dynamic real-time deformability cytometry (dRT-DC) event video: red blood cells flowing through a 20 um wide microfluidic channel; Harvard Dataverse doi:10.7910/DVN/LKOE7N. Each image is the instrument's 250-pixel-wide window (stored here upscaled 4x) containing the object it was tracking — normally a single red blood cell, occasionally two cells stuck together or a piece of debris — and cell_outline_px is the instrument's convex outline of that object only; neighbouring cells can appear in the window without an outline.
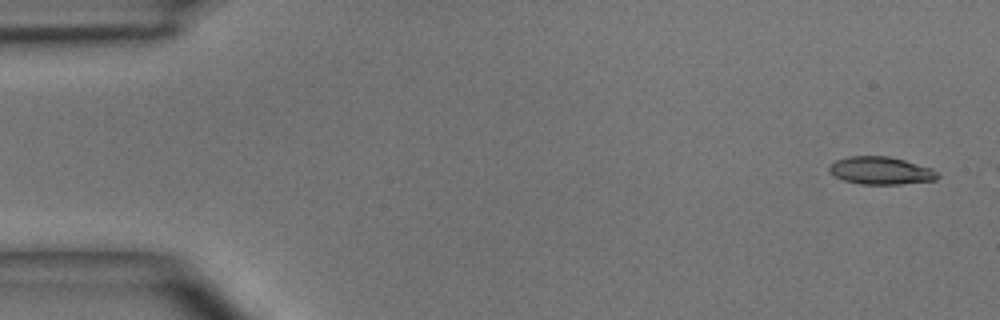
{"species": "common noctule bat (a hibernating species)", "species_latin": "Nyctalus noctula", "temperature_condition": "room temperature", "stored_images_in_passage": 4, "camera_frame_rate_fps": 3000, "um_per_image_px": 0.085, "animal": {"sex": "male", "body_mass_g": 15.6}, "frame": {"image": 1, "passage_image": 1, "time_ms": 0.0, "image_size_px": [1000, 320], "cell_outline_px": [[940, 176], [936, 180], [900, 184], [860, 184], [844, 180], [832, 176], [828, 168], [836, 160], [848, 156], [888, 156], [904, 160], [932, 168]], "centroid_in_image_um": [74.86, 14.5], "position_along_channel_um": 10.1, "area_um2": 17.46}}
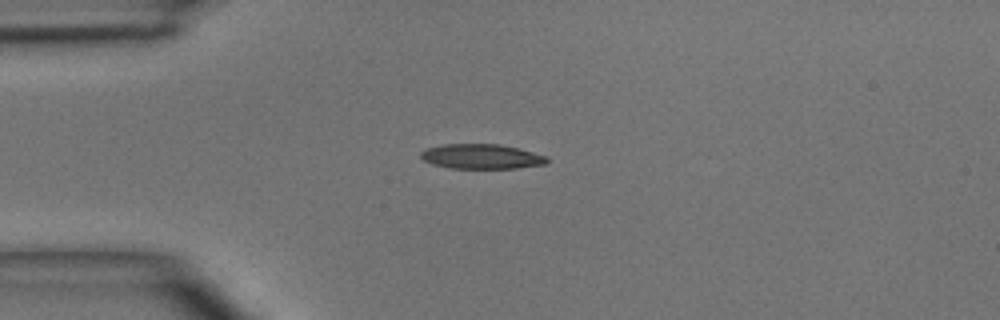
{"frame": {"image": 2, "passage_image": 4, "time_ms": 3.333, "image_size_px": [1000, 320], "cell_outline_px": [[548, 160], [544, 164], [516, 168], [452, 168], [432, 164], [424, 160], [420, 156], [420, 152], [424, 148], [444, 144], [500, 144], [520, 148], [548, 156]], "centroid_in_image_um": [40.92, 13.29], "position_along_channel_um": 44.1, "area_um2": 18.32}}